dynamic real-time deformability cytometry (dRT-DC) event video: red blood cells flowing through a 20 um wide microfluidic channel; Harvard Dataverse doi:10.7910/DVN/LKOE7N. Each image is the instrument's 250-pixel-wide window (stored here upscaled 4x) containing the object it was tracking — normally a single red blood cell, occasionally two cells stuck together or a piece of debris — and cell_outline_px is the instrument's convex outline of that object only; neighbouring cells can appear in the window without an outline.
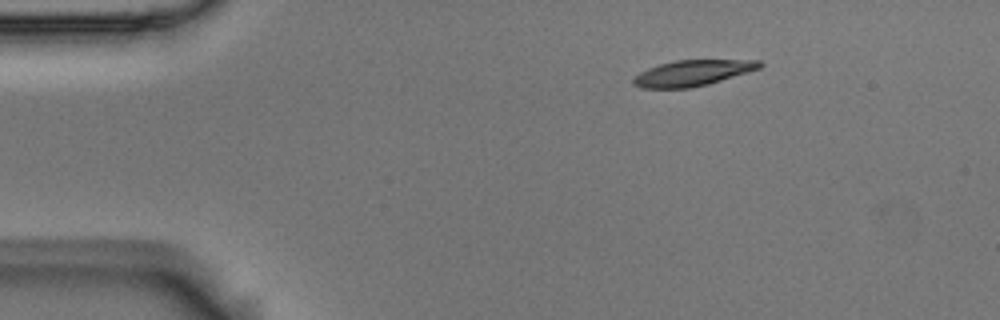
{"species": "Egyptian fruit bat (a non-hibernating species)", "species_latin": "Rousettus aegyptiacus", "temperature_condition": "room temperature", "stored_images_in_passage": 46, "camera_frame_rate_fps": 3000, "um_per_image_px": 0.085, "animal": {"sex": "male"}, "frame": {"image": 1, "passage_image": 1, "time_ms": 0.0, "image_size_px": [1000, 320], "cell_outline_px": [[764, 64], [760, 68], [748, 72], [708, 84], [688, 88], [640, 88], [632, 84], [632, 80], [640, 72], [648, 68], [660, 64], [676, 60], [760, 60]], "centroid_in_image_um": [58.86, 6.2], "position_along_channel_um": 26.1, "area_um2": 18.9}}
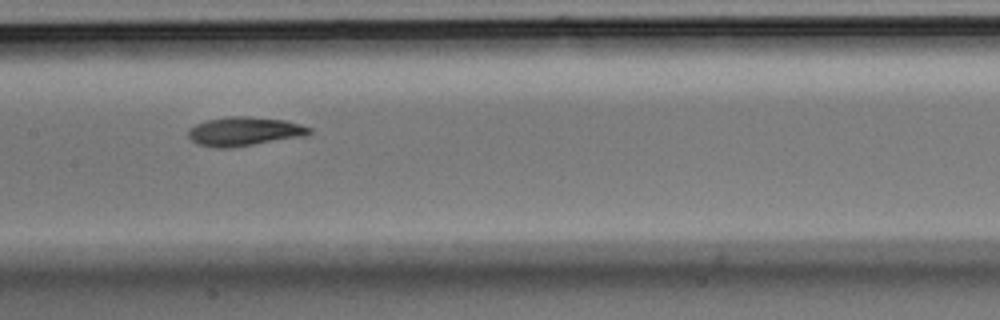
{"frame": {"image": 2, "passage_image": 19, "time_ms": 6.0, "image_size_px": [1000, 320], "cell_outline_px": [[312, 132], [304, 136], [228, 148], [216, 148], [200, 144], [192, 140], [188, 136], [188, 128], [196, 124], [208, 120], [228, 116], [248, 116], [284, 120], [300, 124], [312, 128]], "centroid_in_image_um": [20.76, 11.16], "position_along_channel_um": 186.6, "area_um2": 20.23}}
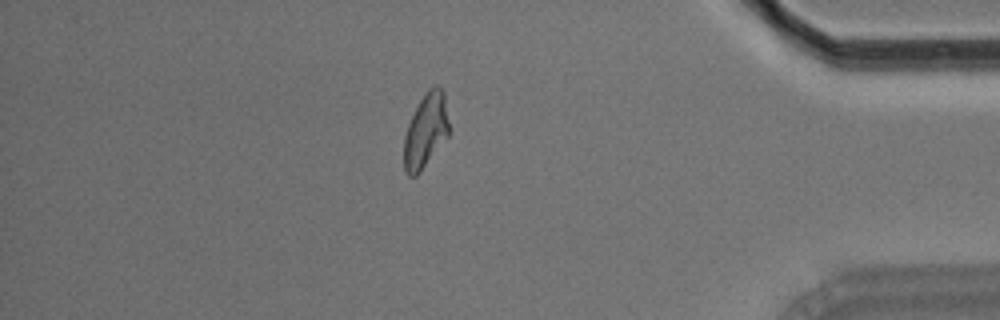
{"frame": {"image": 3, "passage_image": 39, "time_ms": 12.667, "image_size_px": [1000, 320], "cell_outline_px": [[448, 136], [420, 172], [416, 176], [408, 176], [404, 172], [404, 136], [408, 124], [420, 100], [428, 88], [432, 84], [440, 84], [444, 92], [448, 120]], "centroid_in_image_um": [36.18, 11.09], "position_along_channel_um": 399.0, "area_um2": 19.54}, "authors_computed_cell_mechanics": {"area_um2": 19.8832, "velocity_mm_per_s": 3.7256, "shape_relaxation_time_tau1_ms": 5.4476, "shape_relaxation_time_tau2_ms": 5.4214, "deformation_change_tau1": 0.1819, "deformation_change_tau2": 0.1172}}